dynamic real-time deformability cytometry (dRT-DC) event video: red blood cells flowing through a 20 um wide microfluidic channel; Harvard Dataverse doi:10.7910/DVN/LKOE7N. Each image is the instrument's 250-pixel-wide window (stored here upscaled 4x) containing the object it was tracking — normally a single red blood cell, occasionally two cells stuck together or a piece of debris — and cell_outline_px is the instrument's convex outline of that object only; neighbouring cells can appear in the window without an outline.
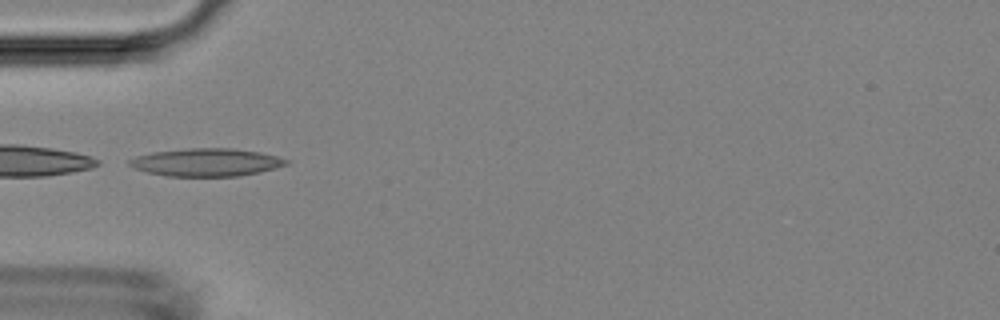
{"species": "Egyptian fruit bat (a non-hibernating species)", "species_latin": "Rousettus aegyptiacus", "temperature_condition": "room temperature", "stored_images_in_passage": 7, "camera_frame_rate_fps": 3000, "um_per_image_px": 0.085, "animal": {"sex": "female"}, "frame": {"image": 1, "passage_image": 4, "time_ms": 3.667, "image_size_px": [1000, 320], "cell_outline_px": [[292, 160], [288, 164], [276, 168], [260, 172], [240, 176], [164, 176], [132, 168], [128, 164], [128, 160], [136, 156], [152, 152], [188, 148], [232, 148], [260, 152], [280, 156]], "centroid_in_image_um": [17.58, 13.79], "position_along_channel_um": 67.4, "area_um2": 25.78}}
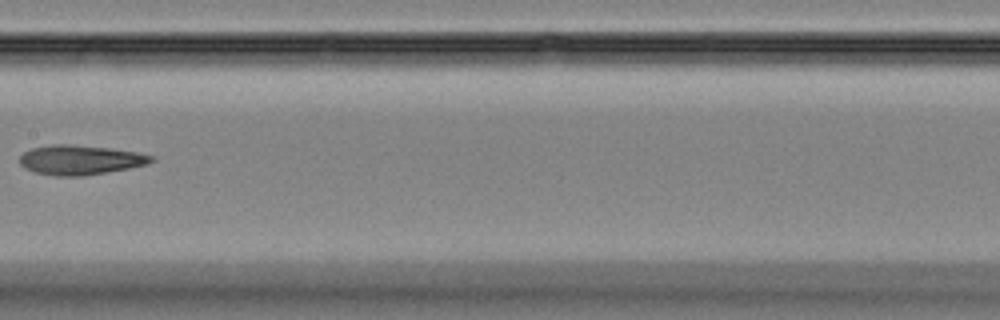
{"frame": {"image": 2, "passage_image": 7, "time_ms": 7.0, "image_size_px": [1000, 320], "cell_outline_px": [[156, 160], [148, 164], [128, 168], [84, 176], [52, 176], [36, 172], [24, 168], [20, 164], [20, 156], [24, 152], [32, 148], [52, 144], [68, 144], [108, 148], [136, 152], [156, 156]], "centroid_in_image_um": [6.83, 13.59], "position_along_channel_um": 200.6, "area_um2": 22.72}}